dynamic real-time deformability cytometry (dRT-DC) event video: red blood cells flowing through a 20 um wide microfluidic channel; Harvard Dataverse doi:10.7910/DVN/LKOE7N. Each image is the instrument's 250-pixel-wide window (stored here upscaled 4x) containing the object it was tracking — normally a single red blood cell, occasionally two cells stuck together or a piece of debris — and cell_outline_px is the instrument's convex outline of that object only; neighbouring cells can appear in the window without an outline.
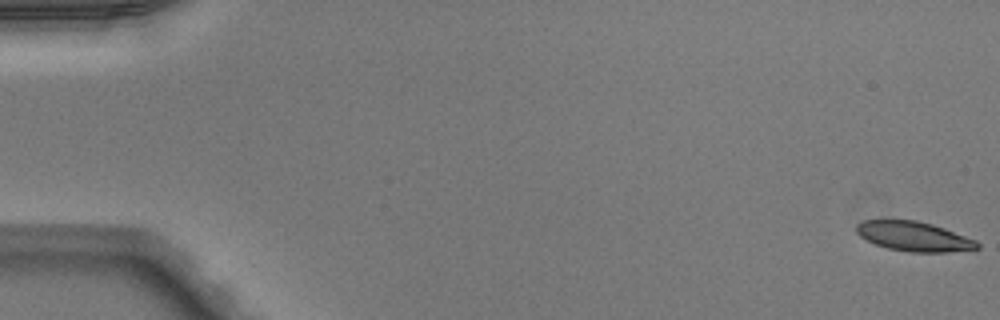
{"species": "Egyptian fruit bat (a non-hibernating species)", "species_latin": "Rousettus aegyptiacus", "temperature_condition": "warm", "stored_images_in_passage": 52, "camera_frame_rate_fps": 3000, "um_per_image_px": 0.085, "animal": {"sex": "male"}, "frame": {"image": 1, "passage_image": 1, "time_ms": 0.0, "image_size_px": [1000, 320], "cell_outline_px": [[980, 248], [948, 252], [908, 252], [888, 248], [876, 244], [860, 236], [856, 232], [856, 224], [864, 220], [916, 220], [932, 224], [944, 228], [976, 240], [980, 244]], "centroid_in_image_um": [77.69, 20.09], "position_along_channel_um": 7.3, "area_um2": 20.75}}
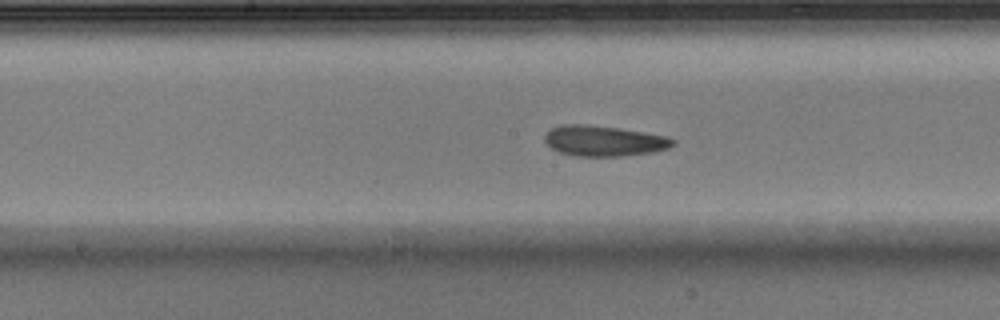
{"frame": {"image": 2, "passage_image": 27, "time_ms": 8.667, "image_size_px": [1000, 320], "cell_outline_px": [[676, 144], [668, 148], [652, 152], [620, 156], [576, 156], [560, 152], [552, 148], [544, 140], [544, 136], [552, 128], [564, 124], [584, 124], [616, 128], [668, 136], [676, 140]], "centroid_in_image_um": [51.35, 11.98], "position_along_channel_um": 196.8, "area_um2": 22.6}}
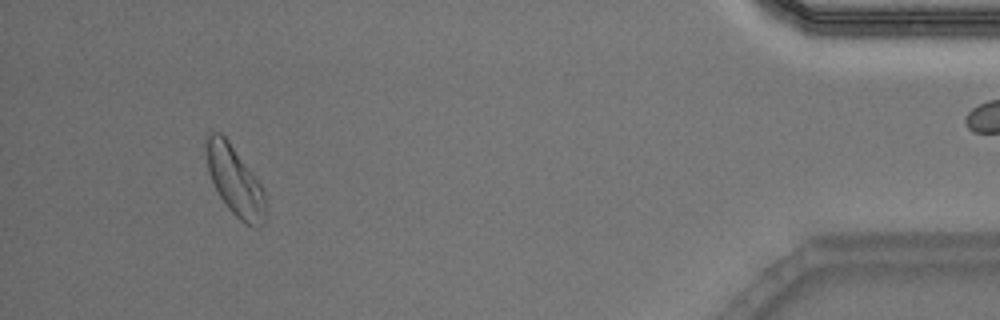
{"frame": {"image": 3, "passage_image": 48, "time_ms": 15.667, "image_size_px": [1000, 320], "cell_outline_px": [[268, 212], [260, 228], [252, 228], [244, 224], [228, 208], [220, 196], [208, 172], [204, 144], [204, 140], [212, 132], [220, 132], [228, 140], [264, 188]], "centroid_in_image_um": [20.0, 15.41], "position_along_channel_um": 415.2, "area_um2": 24.33}, "authors_computed_cell_mechanics": {"area_um2": 22.1952, "velocity_mm_per_s": 4.0233, "shape_relaxation_time_tau1_ms": 4.1207, "shape_relaxation_time_tau2_ms": 1.4469, "deformation_change_tau1": 0.1403, "deformation_change_tau2": 0.0826}}